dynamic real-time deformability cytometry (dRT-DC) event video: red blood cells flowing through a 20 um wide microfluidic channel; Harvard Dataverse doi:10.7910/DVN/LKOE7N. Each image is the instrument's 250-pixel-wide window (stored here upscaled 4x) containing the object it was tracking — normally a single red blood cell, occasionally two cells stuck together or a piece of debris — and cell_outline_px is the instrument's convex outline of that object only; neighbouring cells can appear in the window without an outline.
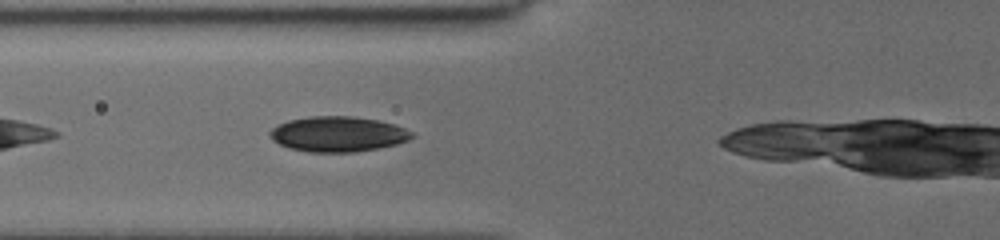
{"species": "common noctule bat (a hibernating species)", "species_latin": "Nyctalus noctula", "temperature_condition": "cold", "stored_images_in_passage": 8, "segment_of_instrument_passage": [1, 2], "camera_frame_rate_fps": 3000, "um_per_image_px": 0.085, "animal": {"sex": "female", "body_mass_g": 19.5, "forearm_length_mm": 54.1}, "frame": {"image": 1, "passage_image": 4, "time_ms": 2.0, "image_size_px": [1000, 240], "cell_outline_px": [[416, 136], [408, 140], [396, 144], [380, 148], [356, 152], [308, 152], [288, 148], [272, 140], [268, 132], [272, 128], [288, 120], [308, 116], [352, 116], [376, 120], [392, 124], [404, 128], [412, 132]], "centroid_in_image_um": [28.71, 11.4], "position_along_channel_um": 97.1, "area_um2": 29.25}}
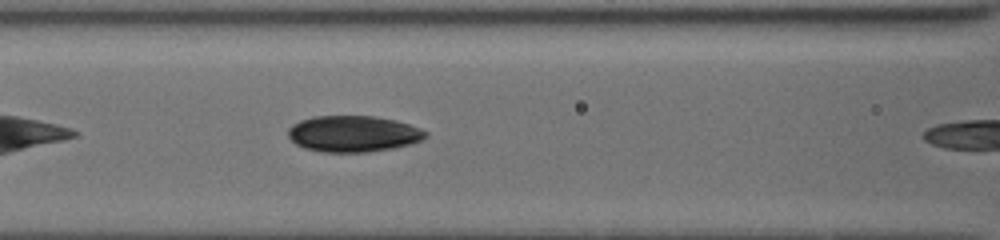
{"frame": {"image": 2, "passage_image": 7, "time_ms": 3.0, "image_size_px": [1000, 240], "cell_outline_px": [[428, 136], [412, 144], [392, 148], [368, 152], [324, 152], [304, 148], [296, 144], [288, 136], [288, 128], [292, 124], [300, 120], [312, 116], [376, 116], [396, 120], [420, 128], [428, 132]], "centroid_in_image_um": [30.02, 11.36], "position_along_channel_um": 136.6, "area_um2": 29.19}}